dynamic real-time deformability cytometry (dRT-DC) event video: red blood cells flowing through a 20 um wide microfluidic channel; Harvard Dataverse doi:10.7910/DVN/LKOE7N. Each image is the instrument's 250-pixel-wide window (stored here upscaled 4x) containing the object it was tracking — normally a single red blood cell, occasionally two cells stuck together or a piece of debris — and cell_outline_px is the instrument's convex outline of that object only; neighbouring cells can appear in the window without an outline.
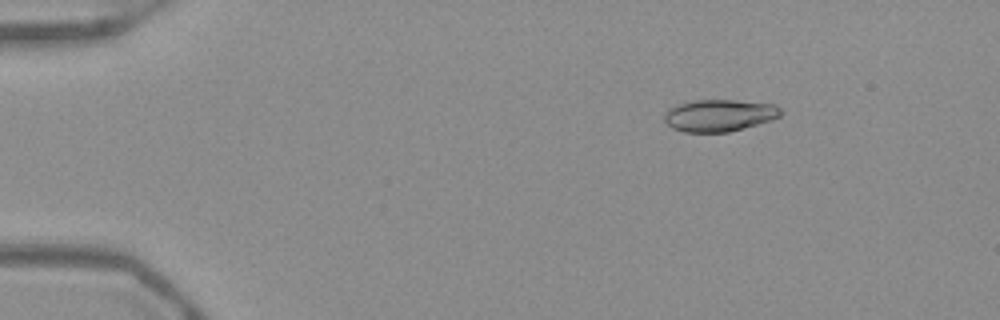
{"species": "Egyptian fruit bat (a non-hibernating species)", "species_latin": "Rousettus aegyptiacus", "temperature_condition": "warm", "stored_images_in_passage": 53, "camera_frame_rate_fps": 3000, "um_per_image_px": 0.085, "frame": {"image": 1, "passage_image": 8, "time_ms": 2.333, "image_size_px": [1000, 320], "cell_outline_px": [[784, 112], [780, 116], [772, 120], [728, 132], [684, 132], [672, 128], [664, 120], [664, 112], [668, 108], [676, 104], [696, 100], [736, 100], [776, 104]], "centroid_in_image_um": [61.14, 9.8], "position_along_channel_um": 23.9, "area_um2": 21.91}}
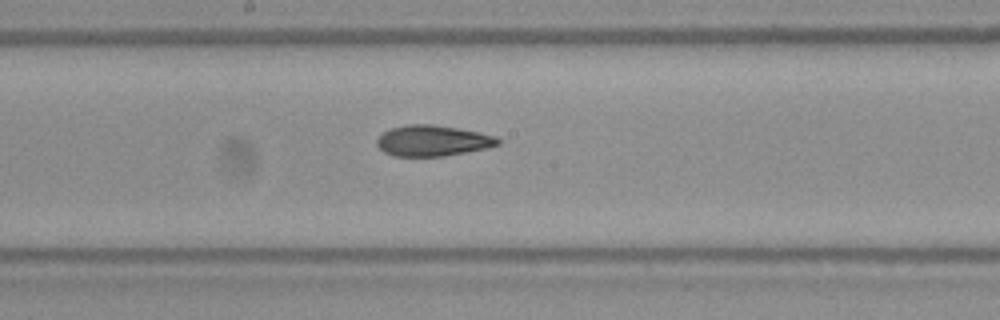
{"frame": {"image": 2, "passage_image": 29, "time_ms": 9.333, "image_size_px": [1000, 320], "cell_outline_px": [[500, 144], [488, 148], [444, 156], [392, 156], [384, 152], [376, 144], [376, 140], [384, 132], [392, 128], [408, 124], [432, 124], [480, 132], [496, 136], [500, 140]], "centroid_in_image_um": [36.79, 11.96], "position_along_channel_um": 211.4, "area_um2": 21.73}}
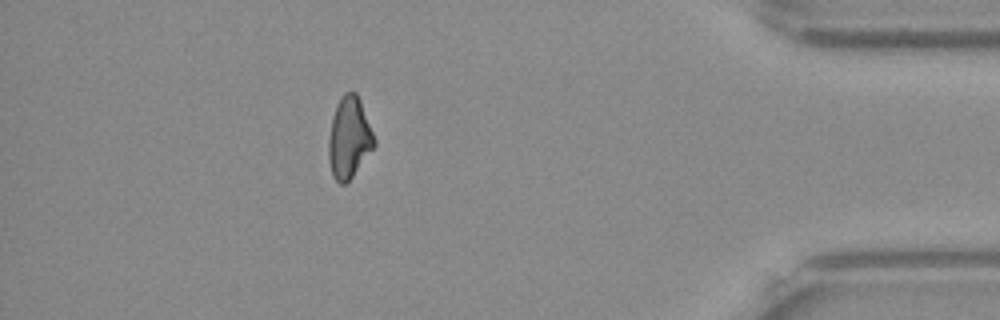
{"frame": {"image": 3, "passage_image": 47, "time_ms": 15.333, "image_size_px": [1000, 320], "cell_outline_px": [[376, 144], [352, 176], [344, 184], [340, 184], [332, 176], [328, 160], [328, 140], [332, 116], [336, 104], [344, 92], [356, 92], [360, 100], [376, 140]], "centroid_in_image_um": [29.65, 11.7], "position_along_channel_um": 405.5, "area_um2": 21.56}, "authors_computed_cell_mechanics": {"area_um2": 22.0218, "velocity_mm_per_s": 3.932, "shape_relaxation_time_tau1_ms": 8.5677, "shape_relaxation_time_tau2_ms": 3.4989, "deformation_change_tau1": 0.213, "deformation_change_tau2": 0.1025}}